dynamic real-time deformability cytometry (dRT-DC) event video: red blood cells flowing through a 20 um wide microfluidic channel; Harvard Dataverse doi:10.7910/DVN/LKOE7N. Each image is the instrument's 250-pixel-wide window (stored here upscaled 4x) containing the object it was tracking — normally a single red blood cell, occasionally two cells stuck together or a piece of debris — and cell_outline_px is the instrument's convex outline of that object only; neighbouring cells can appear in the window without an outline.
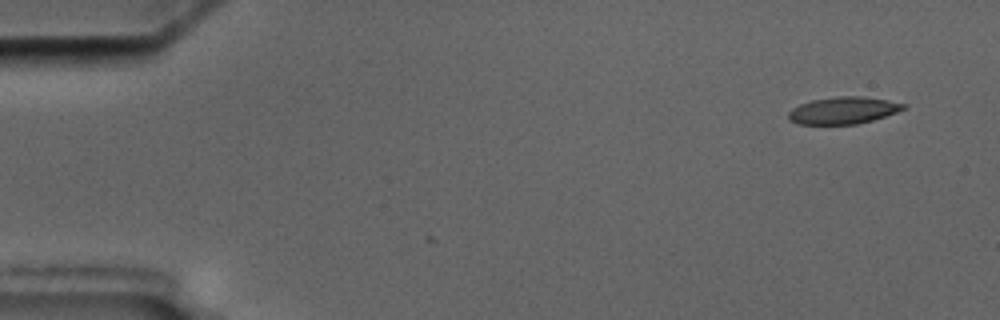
{"species": "common noctule bat (a hibernating species)", "species_latin": "Nyctalus noctula", "temperature_condition": "cold", "stored_images_in_passage": 5, "segment_of_instrument_passage": [1, 2], "camera_frame_rate_fps": 3000, "um_per_image_px": 0.085, "animal": {"sex": "male", "body_mass_g": 17.5, "forearm_length_mm": 52.3}, "frame": {"image": 1, "passage_image": 1, "time_ms": 0.0, "image_size_px": [1000, 320], "cell_outline_px": [[908, 104], [904, 108], [896, 112], [872, 120], [856, 124], [800, 124], [788, 120], [788, 112], [792, 108], [800, 104], [812, 100], [836, 96], [860, 96], [888, 100]], "centroid_in_image_um": [71.65, 9.38], "position_along_channel_um": 13.3, "area_um2": 18.03}}
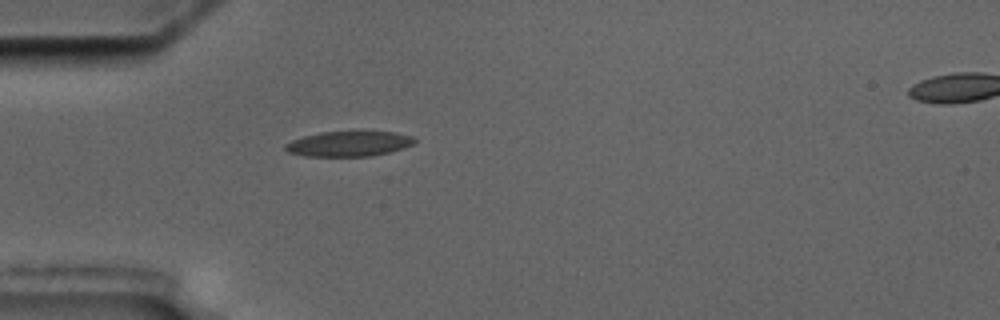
{"frame": {"image": 2, "passage_image": 4, "time_ms": 4.333, "image_size_px": [1000, 320], "cell_outline_px": [[416, 140], [412, 144], [404, 148], [372, 156], [304, 156], [288, 152], [284, 148], [284, 144], [292, 140], [304, 136], [320, 132], [396, 132], [412, 136]], "centroid_in_image_um": [29.63, 12.22], "position_along_channel_um": 55.4, "area_um2": 18.84}}